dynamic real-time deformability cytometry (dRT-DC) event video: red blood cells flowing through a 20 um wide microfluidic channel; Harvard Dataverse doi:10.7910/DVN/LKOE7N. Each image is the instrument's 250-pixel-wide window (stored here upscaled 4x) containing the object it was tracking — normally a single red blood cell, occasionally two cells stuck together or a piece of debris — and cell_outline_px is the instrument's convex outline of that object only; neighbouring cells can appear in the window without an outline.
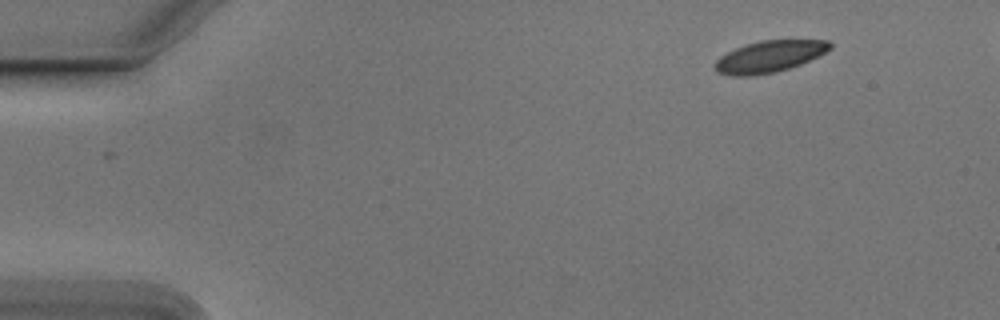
{"species": "Egyptian fruit bat (a non-hibernating species)", "species_latin": "Rousettus aegyptiacus", "temperature_condition": "cold", "stored_images_in_passage": 49, "camera_frame_rate_fps": 3000, "um_per_image_px": 0.085, "animal": {"sex": "male"}, "frame": {"image": 1, "passage_image": 1, "time_ms": 0.0, "image_size_px": [1000, 320], "cell_outline_px": [[832, 48], [800, 64], [776, 72], [756, 76], [728, 76], [716, 72], [712, 68], [712, 64], [720, 56], [736, 48], [760, 40], [828, 40], [832, 44]], "centroid_in_image_um": [65.32, 4.82], "position_along_channel_um": 19.7, "area_um2": 21.27}}
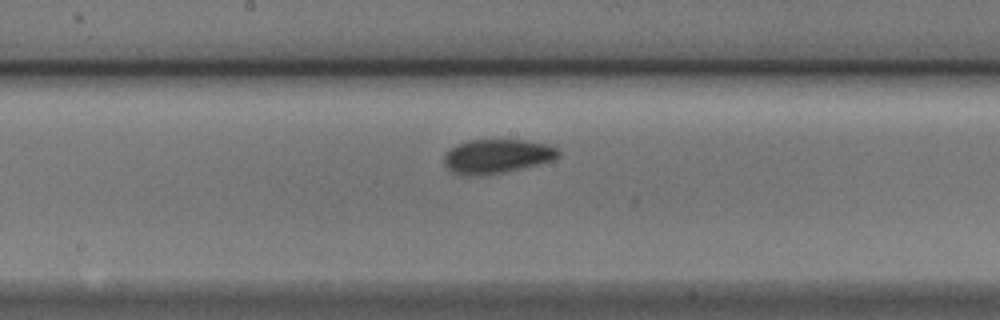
{"frame": {"image": 2, "passage_image": 24, "time_ms": 7.667, "image_size_px": [1000, 320], "cell_outline_px": [[560, 156], [552, 160], [504, 172], [456, 172], [448, 168], [444, 164], [444, 156], [456, 144], [468, 140], [524, 140], [548, 144], [560, 148]], "centroid_in_image_um": [42.33, 13.21], "position_along_channel_um": 205.9, "area_um2": 21.73}}
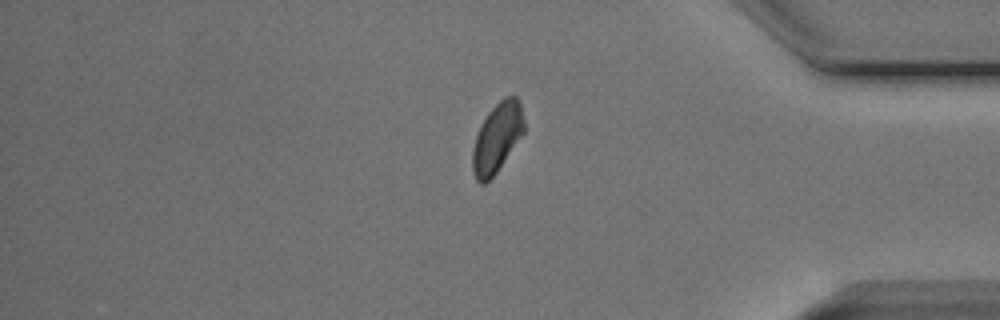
{"frame": {"image": 3, "passage_image": 41, "time_ms": 13.333, "image_size_px": [1000, 320], "cell_outline_px": [[524, 132], [496, 172], [484, 184], [480, 184], [476, 180], [472, 168], [472, 148], [480, 124], [488, 112], [504, 96], [516, 96], [520, 104], [524, 120]], "centroid_in_image_um": [42.23, 11.7], "position_along_channel_um": 393.0, "area_um2": 20.63}, "authors_computed_cell_mechanics": {"area_um2": 21.7906, "velocity_mm_per_s": 3.7303, "shape_relaxation_time_tau1_ms": null, "shape_relaxation_time_tau2_ms": 11.369, "deformation_change_tau1": null, "deformation_change_tau2": 0.1248}}